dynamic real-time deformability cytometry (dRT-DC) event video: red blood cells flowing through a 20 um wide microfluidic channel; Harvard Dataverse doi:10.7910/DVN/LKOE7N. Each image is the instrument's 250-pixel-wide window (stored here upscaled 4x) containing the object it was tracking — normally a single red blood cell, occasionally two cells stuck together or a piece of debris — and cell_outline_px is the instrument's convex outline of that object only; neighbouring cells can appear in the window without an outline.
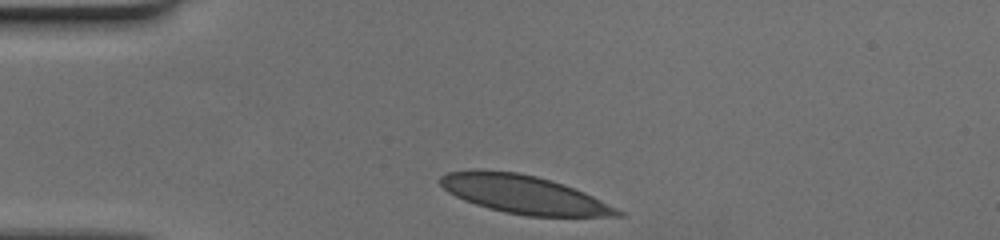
{"species": "human", "species_latin": "Homo sapiens", "temperature_condition": "cold", "stored_images_in_passage": 30, "camera_frame_rate_fps": 3000, "um_per_image_px": 0.085, "donor": {"sex": "female"}, "frame": {"image": 1, "passage_image": 1, "time_ms": 0.0, "image_size_px": [1000, 240], "cell_outline_px": [[628, 216], [528, 216], [504, 212], [488, 208], [464, 200], [448, 192], [440, 184], [440, 176], [448, 172], [520, 172], [536, 176], [564, 184], [584, 192], [624, 212]], "centroid_in_image_um": [44.59, 16.56], "position_along_channel_um": 40.4, "area_um2": 38.55}}
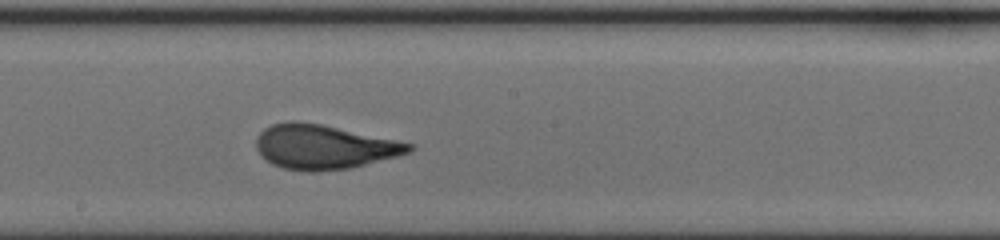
{"frame": {"image": 2, "passage_image": 17, "time_ms": 5.333, "image_size_px": [1000, 240], "cell_outline_px": [[416, 148], [412, 152], [352, 168], [316, 172], [308, 172], [284, 168], [272, 164], [256, 148], [256, 136], [264, 128], [272, 124], [288, 120], [292, 120], [320, 124], [416, 144]], "centroid_in_image_um": [27.56, 12.49], "position_along_channel_um": 220.6, "area_um2": 39.65}}
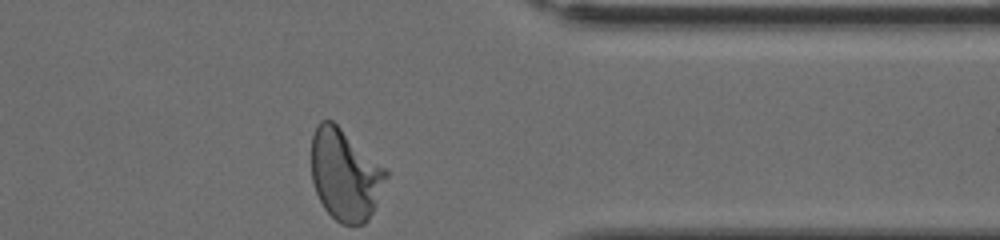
{"frame": {"image": 3, "passage_image": 30, "time_ms": 9.667, "image_size_px": [1000, 240], "cell_outline_px": [[388, 176], [376, 204], [368, 220], [364, 224], [340, 224], [324, 208], [316, 192], [312, 180], [312, 136], [316, 124], [320, 120], [332, 120], [388, 168]], "centroid_in_image_um": [29.35, 14.83], "position_along_channel_um": 382.0, "area_um2": 39.94}}